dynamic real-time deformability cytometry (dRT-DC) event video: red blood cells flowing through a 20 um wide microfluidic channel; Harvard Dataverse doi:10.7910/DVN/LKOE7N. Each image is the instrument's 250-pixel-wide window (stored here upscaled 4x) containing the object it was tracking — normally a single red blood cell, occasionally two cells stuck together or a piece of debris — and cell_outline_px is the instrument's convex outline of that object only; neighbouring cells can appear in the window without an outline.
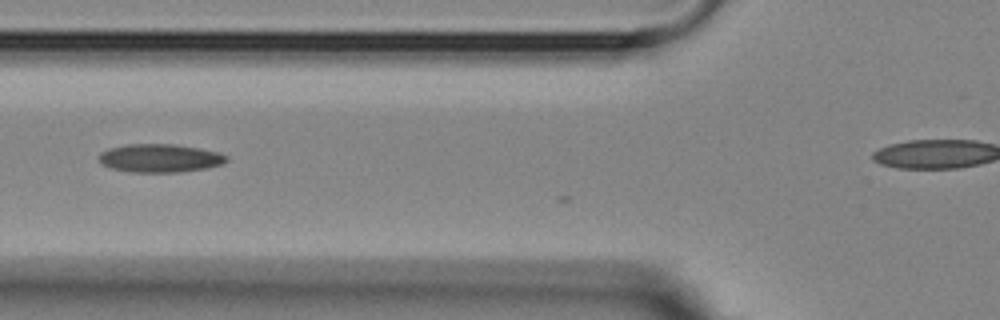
{"species": "Egyptian fruit bat (a non-hibernating species)", "species_latin": "Rousettus aegyptiacus", "temperature_condition": "room temperature", "stored_images_in_passage": 11, "camera_frame_rate_fps": 3000, "um_per_image_px": 0.085, "animal": {"sex": "female"}, "frame": {"image": 1, "passage_image": 3, "time_ms": 0.667, "image_size_px": [1000, 320], "cell_outline_px": [[228, 160], [220, 164], [208, 168], [180, 172], [132, 172], [112, 168], [100, 164], [100, 152], [108, 148], [128, 144], [176, 144], [200, 148], [220, 152], [228, 156]], "centroid_in_image_um": [13.61, 13.43], "position_along_channel_um": 112.2, "area_um2": 21.15}}
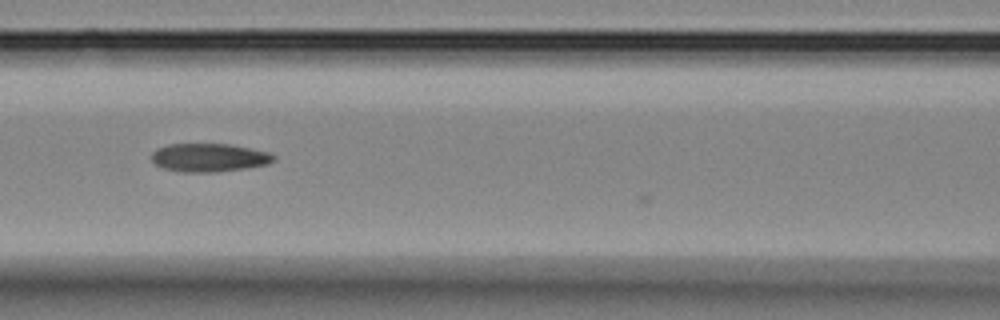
{"frame": {"image": 2, "passage_image": 6, "time_ms": 1.667, "image_size_px": [1000, 320], "cell_outline_px": [[276, 160], [268, 164], [244, 168], [216, 172], [184, 172], [164, 168], [156, 164], [152, 160], [152, 152], [156, 148], [168, 144], [228, 144], [268, 152], [276, 156]], "centroid_in_image_um": [17.77, 13.39], "position_along_channel_um": 148.8, "area_um2": 20.06}}
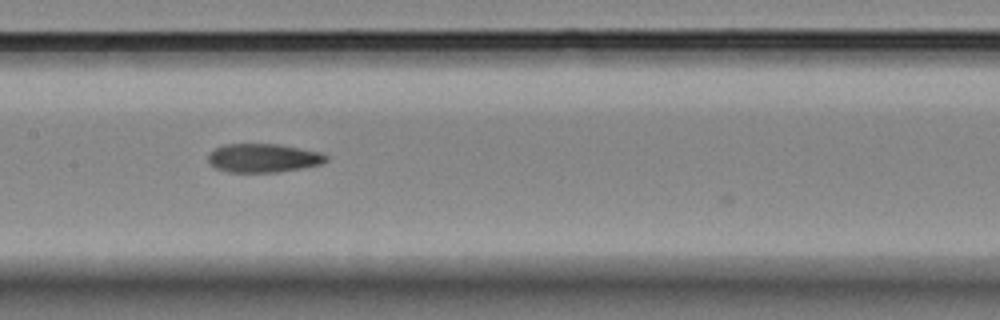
{"frame": {"image": 3, "passage_image": 9, "time_ms": 2.667, "image_size_px": [1000, 320], "cell_outline_px": [[328, 160], [320, 164], [300, 168], [276, 172], [228, 172], [216, 168], [208, 164], [208, 152], [224, 144], [276, 144], [324, 152], [328, 156]], "centroid_in_image_um": [22.36, 13.42], "position_along_channel_um": 185.0, "area_um2": 19.83}}